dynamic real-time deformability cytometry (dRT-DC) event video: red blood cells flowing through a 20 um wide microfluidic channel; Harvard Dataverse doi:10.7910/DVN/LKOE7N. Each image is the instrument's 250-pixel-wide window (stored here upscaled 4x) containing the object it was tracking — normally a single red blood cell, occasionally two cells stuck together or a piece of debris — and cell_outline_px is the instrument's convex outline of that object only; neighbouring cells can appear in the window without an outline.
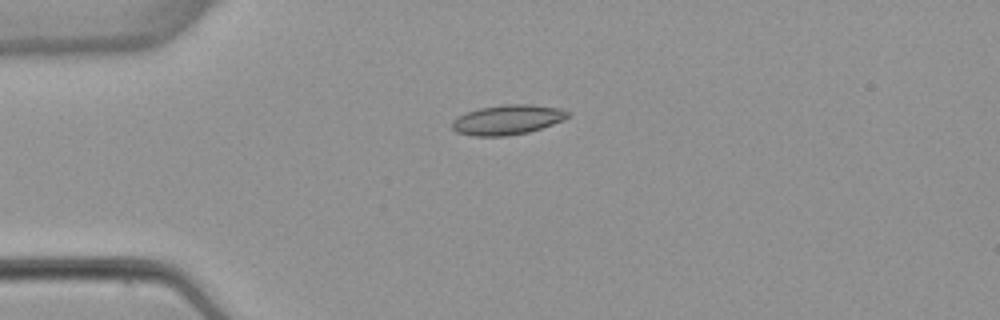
{"species": "common noctule bat (a hibernating species)", "species_latin": "Nyctalus noctula", "temperature_condition": "warm", "stored_images_in_passage": 7, "camera_frame_rate_fps": 3000, "um_per_image_px": 0.085, "animal": {"sex": "female", "body_mass_g": 22.7, "forearm_length_mm": 54.2}, "frame": {"image": 1, "passage_image": 4, "time_ms": 3.667, "image_size_px": [1000, 320], "cell_outline_px": [[572, 116], [564, 120], [528, 132], [508, 136], [472, 136], [456, 132], [452, 128], [452, 120], [456, 116], [464, 112], [480, 108], [504, 104], [532, 104], [560, 108], [572, 112]], "centroid_in_image_um": [43.14, 10.17], "position_along_channel_um": 41.9, "area_um2": 20.46}}
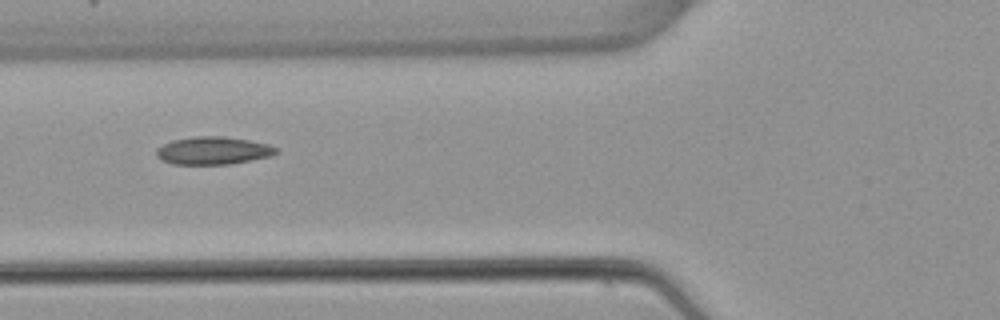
{"frame": {"image": 2, "passage_image": 6, "time_ms": 6.0, "image_size_px": [1000, 320], "cell_outline_px": [[280, 152], [272, 156], [228, 164], [172, 164], [160, 160], [156, 156], [156, 148], [172, 140], [192, 136], [224, 136], [248, 140], [268, 144], [280, 148]], "centroid_in_image_um": [18.12, 12.8], "position_along_channel_um": 107.7, "area_um2": 19.59}}
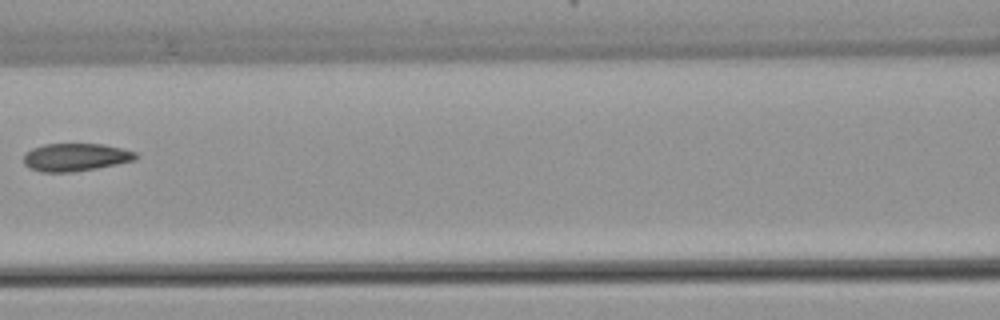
{"frame": {"image": 3, "passage_image": 7, "time_ms": 7.333, "image_size_px": [1000, 320], "cell_outline_px": [[140, 156], [136, 160], [96, 168], [72, 172], [40, 172], [28, 168], [24, 164], [24, 152], [32, 148], [44, 144], [104, 144], [136, 152]], "centroid_in_image_um": [6.4, 13.36], "position_along_channel_um": 160.2, "area_um2": 18.32}}